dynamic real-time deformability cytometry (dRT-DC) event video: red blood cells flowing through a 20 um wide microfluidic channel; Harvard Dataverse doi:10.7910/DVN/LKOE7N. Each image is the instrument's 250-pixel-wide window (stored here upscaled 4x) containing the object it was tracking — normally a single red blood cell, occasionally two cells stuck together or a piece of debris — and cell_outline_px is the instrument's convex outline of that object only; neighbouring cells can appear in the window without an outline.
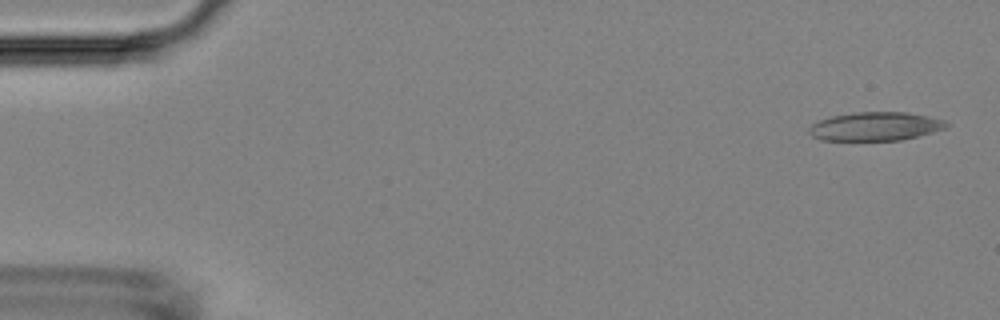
{"species": "Egyptian fruit bat (a non-hibernating species)", "species_latin": "Rousettus aegyptiacus", "temperature_condition": "room temperature", "stored_images_in_passage": 53, "camera_frame_rate_fps": 3000, "um_per_image_px": 0.085, "animal": {"sex": "female"}, "frame": {"image": 1, "passage_image": 2, "time_ms": 0.333, "image_size_px": [1000, 320], "cell_outline_px": [[948, 128], [900, 140], [820, 140], [812, 136], [808, 132], [808, 128], [812, 124], [820, 120], [832, 116], [852, 112], [908, 112], [928, 116], [944, 120], [948, 124]], "centroid_in_image_um": [74.39, 10.74], "position_along_channel_um": 10.6, "area_um2": 22.89}}
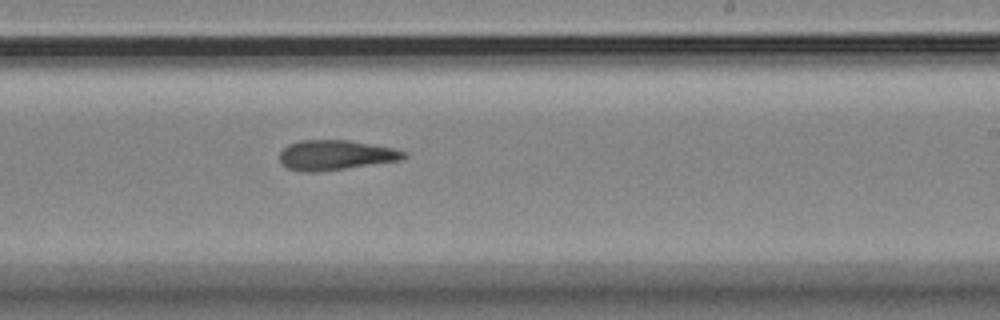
{"frame": {"image": 2, "passage_image": 32, "time_ms": 10.333, "image_size_px": [1000, 320], "cell_outline_px": [[408, 156], [400, 160], [316, 172], [304, 172], [288, 168], [280, 164], [280, 152], [288, 144], [300, 140], [348, 140], [372, 144], [392, 148], [404, 152]], "centroid_in_image_um": [28.47, 13.17], "position_along_channel_um": 260.5, "area_um2": 21.44}}
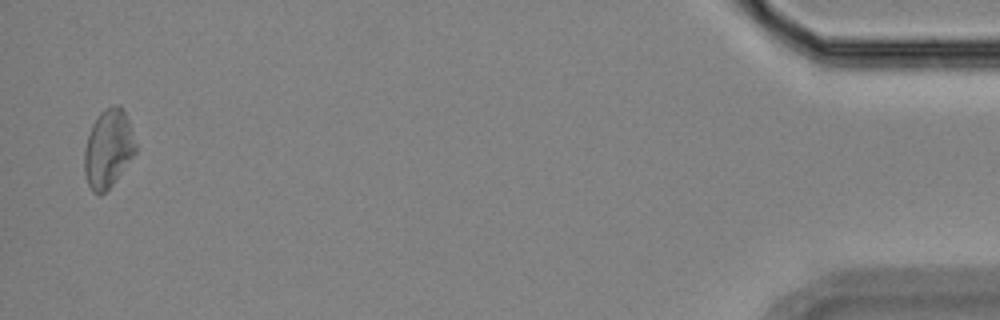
{"frame": {"image": 3, "passage_image": 52, "time_ms": 17.0, "image_size_px": [1000, 320], "cell_outline_px": [[136, 152], [112, 184], [100, 196], [92, 192], [88, 184], [84, 172], [84, 148], [92, 124], [100, 112], [104, 108], [112, 104], [120, 104], [128, 120], [136, 144]], "centroid_in_image_um": [9.18, 12.62], "position_along_channel_um": 426.0, "area_um2": 23.29}, "authors_computed_cell_mechanics": {"area_um2": 22.4842, "velocity_mm_per_s": 3.73, "shape_relaxation_time_tau1_ms": null, "shape_relaxation_time_tau2_ms": 7.0673, "deformation_change_tau1": null, "deformation_change_tau2": 0.1935}}